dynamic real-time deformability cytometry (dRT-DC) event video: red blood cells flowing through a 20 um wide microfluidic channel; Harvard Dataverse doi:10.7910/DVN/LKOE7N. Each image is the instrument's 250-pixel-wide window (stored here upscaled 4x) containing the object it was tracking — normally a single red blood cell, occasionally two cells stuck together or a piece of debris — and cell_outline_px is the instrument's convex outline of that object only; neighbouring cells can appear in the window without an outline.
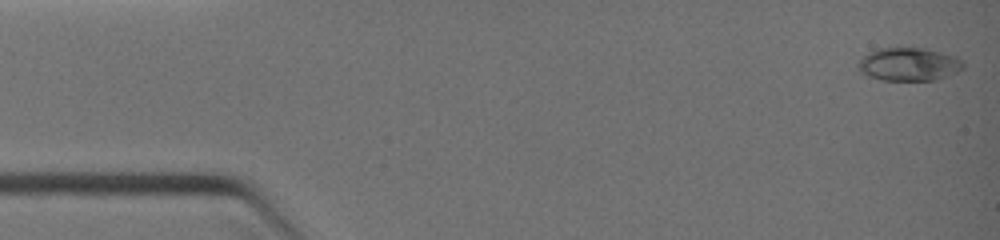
{"species": "common noctule bat (a hibernating species)", "species_latin": "Nyctalus noctula", "temperature_condition": "warm", "stored_images_in_passage": 43, "segment_of_instrument_passage": [1, 2], "camera_frame_rate_fps": 3000, "um_per_image_px": 0.085, "animal": {"sex": "female", "body_mass_g": 19.0, "forearm_length_mm": 51.5}, "frame": {"image": 1, "passage_image": 1, "time_ms": 0.0, "image_size_px": [1000, 240], "cell_outline_px": [[964, 68], [956, 72], [936, 80], [880, 80], [868, 76], [860, 72], [856, 64], [868, 52], [876, 48], [924, 48], [956, 56], [964, 60]], "centroid_in_image_um": [77.24, 5.46], "position_along_channel_um": 7.8, "area_um2": 20.46}}
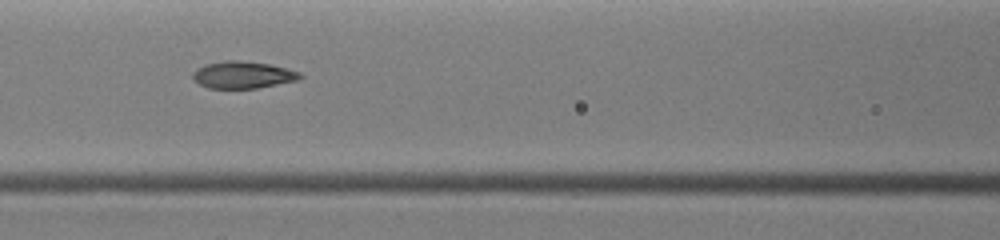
{"frame": {"image": 2, "passage_image": 18, "time_ms": 5.0, "image_size_px": [1000, 240], "cell_outline_px": [[304, 76], [300, 80], [256, 88], [208, 88], [200, 84], [192, 76], [192, 72], [196, 68], [204, 64], [224, 60], [240, 60], [268, 64], [288, 68], [300, 72]], "centroid_in_image_um": [20.66, 6.35], "position_along_channel_um": 145.9, "area_um2": 17.05}}
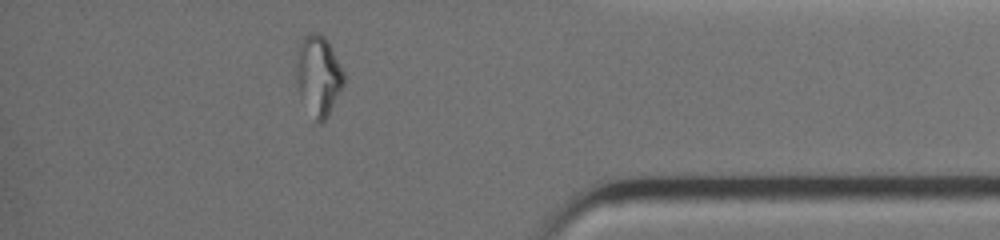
{"frame": {"image": 3, "passage_image": 37, "time_ms": 10.333, "image_size_px": [1000, 240], "cell_outline_px": [[344, 84], [328, 116], [320, 124], [316, 120], [300, 100], [296, 72], [296, 52], [304, 36], [308, 32], [316, 32], [324, 36], [328, 40], [344, 72]], "centroid_in_image_um": [27.05, 6.4], "position_along_channel_um": 408.1, "area_um2": 22.31}}